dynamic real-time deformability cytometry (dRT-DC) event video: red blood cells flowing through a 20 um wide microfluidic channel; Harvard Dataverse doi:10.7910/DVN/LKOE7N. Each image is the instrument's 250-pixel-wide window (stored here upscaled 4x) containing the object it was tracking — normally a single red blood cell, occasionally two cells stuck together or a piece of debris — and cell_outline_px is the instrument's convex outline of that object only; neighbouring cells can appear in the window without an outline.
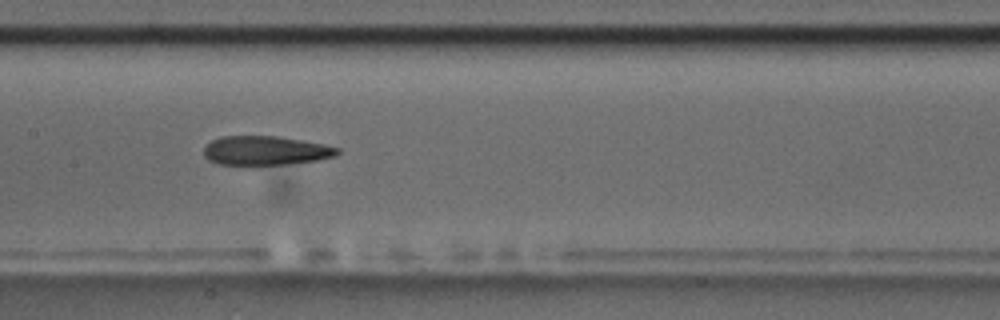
{"species": "common noctule bat (a hibernating species)", "species_latin": "Nyctalus noctula", "temperature_condition": "room temperature", "stored_images_in_passage": 12, "camera_frame_rate_fps": 3000, "um_per_image_px": 0.085, "animal": {"sex": "male", "body_mass_g": 17.5, "forearm_length_mm": 52.3}, "frame": {"image": 1, "passage_image": 4, "time_ms": 3.333, "image_size_px": [1000, 320], "cell_outline_px": [[340, 152], [332, 156], [316, 160], [252, 168], [220, 164], [208, 160], [204, 156], [204, 144], [220, 136], [276, 136], [324, 144], [340, 148]], "centroid_in_image_um": [22.48, 12.83], "position_along_channel_um": 184.9, "area_um2": 23.35}}
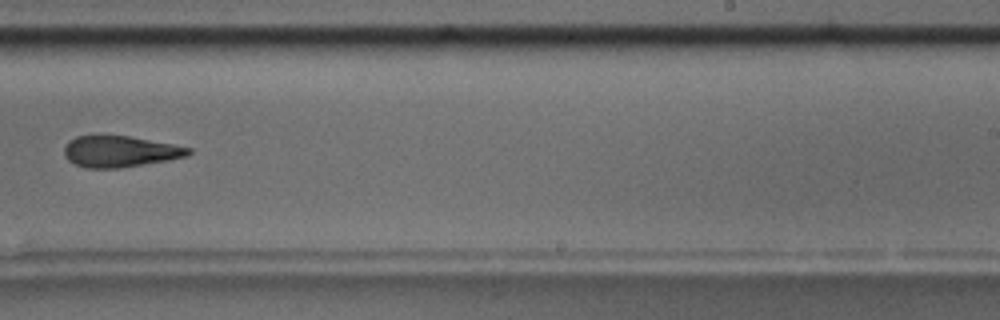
{"frame": {"image": 2, "passage_image": 6, "time_ms": 6.0, "image_size_px": [1000, 320], "cell_outline_px": [[192, 152], [188, 156], [168, 160], [120, 168], [88, 168], [76, 164], [68, 160], [64, 156], [64, 148], [68, 140], [76, 136], [92, 132], [100, 132], [128, 136], [172, 144], [192, 148]], "centroid_in_image_um": [10.13, 12.82], "position_along_channel_um": 278.9, "area_um2": 23.35}}
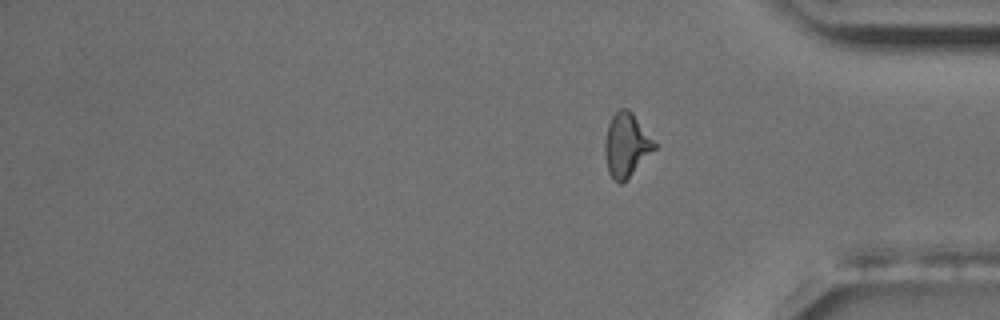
{"frame": {"image": 3, "passage_image": 12, "time_ms": 13.667, "image_size_px": [1000, 320], "cell_outline_px": [[656, 148], [620, 184], [608, 172], [604, 152], [604, 140], [608, 124], [612, 116], [620, 108], [628, 108], [632, 112], [656, 144]], "centroid_in_image_um": [53.2, 12.28], "position_along_channel_um": 382.0, "area_um2": 17.92}, "authors_computed_cell_mechanics": {"area_um2": 23.3223, "velocity_mm_per_s": 3.5382, "shape_relaxation_time_tau1_ms": null, "shape_relaxation_time_tau2_ms": 5.6739, "deformation_change_tau1": null, "deformation_change_tau2": 0.1551}}